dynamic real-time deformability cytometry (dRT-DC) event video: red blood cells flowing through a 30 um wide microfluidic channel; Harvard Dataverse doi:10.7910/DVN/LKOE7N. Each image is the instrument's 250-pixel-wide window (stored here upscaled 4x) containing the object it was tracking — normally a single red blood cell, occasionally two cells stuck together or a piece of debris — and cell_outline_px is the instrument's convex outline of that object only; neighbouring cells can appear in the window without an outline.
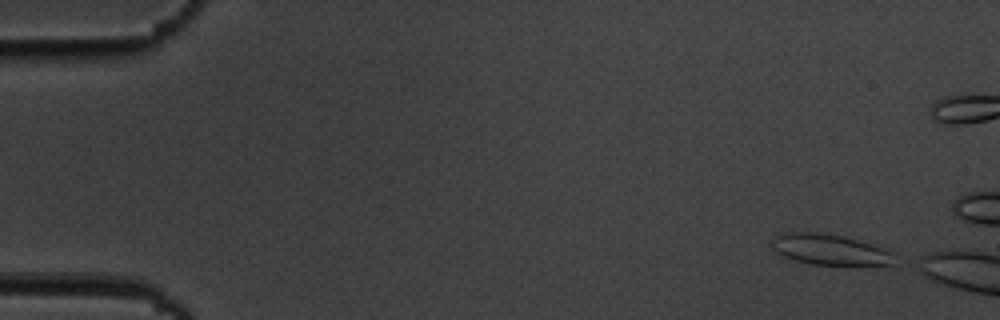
{"species": "common noctule bat (a hibernating species)", "species_latin": "Nyctalus noctula", "temperature_condition": "cold", "stored_images_in_passage": 3, "camera_frame_rate_fps": 3000, "um_per_image_px": 0.085, "animal": {"sex": "male", "body_mass_g": 19.5, "forearm_length_mm": 54.6}, "frame": {"image": 1, "passage_image": 1, "time_ms": 0.0, "image_size_px": [1000, 320], "cell_outline_px": [[892, 264], [812, 264], [796, 260], [784, 256], [776, 252], [772, 248], [772, 240], [780, 232], [816, 232], [844, 236], [892, 248]], "centroid_in_image_um": [70.54, 21.18], "position_along_channel_um": 14.5, "area_um2": 21.91}}